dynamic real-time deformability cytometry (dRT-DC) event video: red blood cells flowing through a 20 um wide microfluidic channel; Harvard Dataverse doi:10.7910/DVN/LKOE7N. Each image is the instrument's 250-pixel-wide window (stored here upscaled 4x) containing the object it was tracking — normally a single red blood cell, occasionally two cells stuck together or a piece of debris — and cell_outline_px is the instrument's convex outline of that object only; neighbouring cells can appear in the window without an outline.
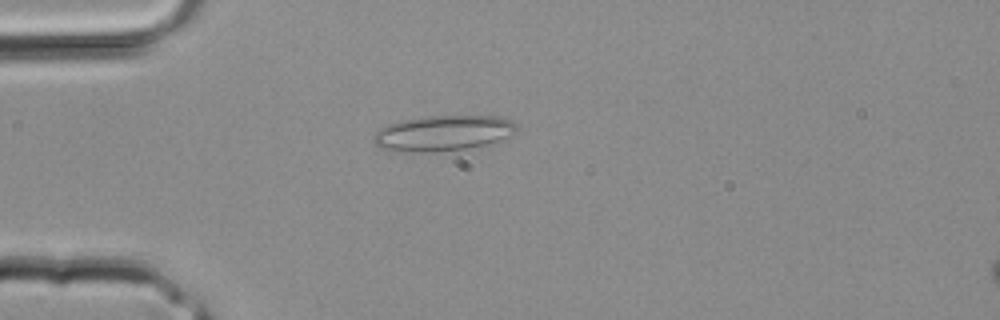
{"species": "common noctule bat (a hibernating species)", "species_latin": "Nyctalus noctula", "temperature_condition": "room temperature", "stored_images_in_passage": 2, "segment_of_instrument_passage": [1, 2], "camera_frame_rate_fps": 3000, "um_per_image_px": 0.085, "animal": {"sex": "male", "body_mass_g": 20.4}, "frame": {"image": 1, "passage_image": 1, "time_ms": 0.0, "image_size_px": [1000, 320], "cell_outline_px": [[516, 132], [496, 140], [484, 144], [468, 148], [404, 152], [380, 148], [372, 140], [372, 136], [380, 128], [388, 124], [400, 120], [420, 116], [500, 116], [512, 120], [516, 124]], "centroid_in_image_um": [37.6, 11.28], "position_along_channel_um": 47.4, "area_um2": 29.19}}